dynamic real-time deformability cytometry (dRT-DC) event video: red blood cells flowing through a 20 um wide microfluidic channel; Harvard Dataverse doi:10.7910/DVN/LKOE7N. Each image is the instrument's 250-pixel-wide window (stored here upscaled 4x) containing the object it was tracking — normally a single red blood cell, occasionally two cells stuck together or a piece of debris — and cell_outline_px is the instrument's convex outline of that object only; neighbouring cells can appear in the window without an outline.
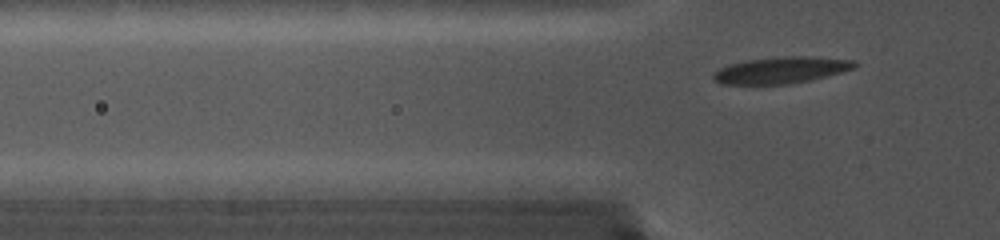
{"species": "common noctule bat (a hibernating species)", "species_latin": "Nyctalus noctula", "temperature_condition": "cold", "stored_images_in_passage": 27, "camera_frame_rate_fps": 5000, "um_per_image_px": 0.085, "animal": {"sex": "female", "body_mass_g": 19.0, "forearm_length_mm": 56.7}, "frame": {"image": 1, "passage_image": 2, "time_ms": 0.2, "image_size_px": [1000, 240], "cell_outline_px": [[860, 64], [844, 72], [812, 80], [784, 84], [720, 84], [712, 80], [712, 72], [728, 64], [748, 60], [784, 56], [812, 56], [856, 60]], "centroid_in_image_um": [66.41, 5.96], "position_along_channel_um": 59.4, "area_um2": 22.14}}
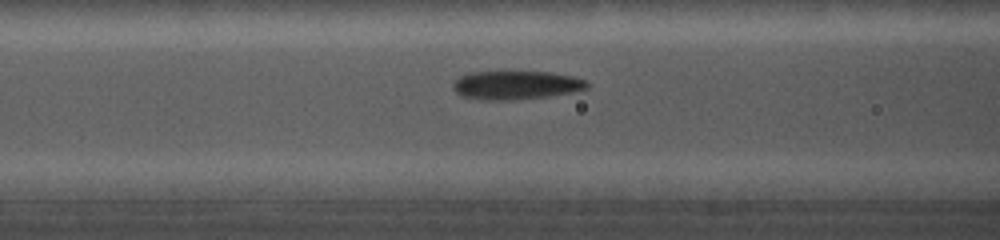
{"frame": {"image": 2, "passage_image": 11, "time_ms": 2.0, "image_size_px": [1000, 240], "cell_outline_px": [[592, 84], [588, 88], [572, 92], [544, 96], [512, 100], [488, 100], [464, 96], [456, 92], [452, 88], [452, 84], [460, 76], [468, 72], [552, 72], [576, 76], [588, 80]], "centroid_in_image_um": [43.93, 7.22], "position_along_channel_um": 122.7, "area_um2": 22.37}}
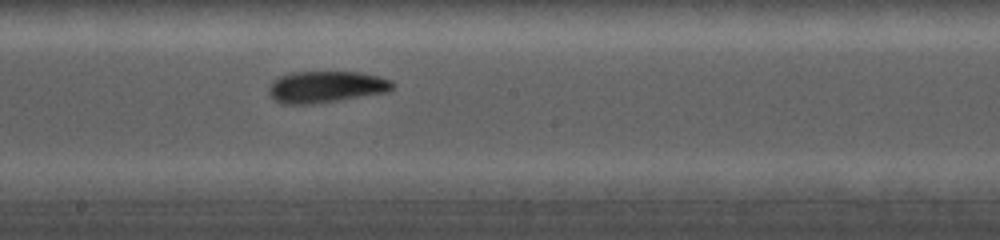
{"frame": {"image": 3, "passage_image": 24, "time_ms": 4.6, "image_size_px": [1000, 240], "cell_outline_px": [[396, 84], [388, 92], [312, 104], [280, 104], [272, 100], [268, 92], [268, 88], [280, 76], [296, 72], [360, 72], [380, 76], [392, 80]], "centroid_in_image_um": [27.73, 7.39], "position_along_channel_um": 220.5, "area_um2": 22.83}}